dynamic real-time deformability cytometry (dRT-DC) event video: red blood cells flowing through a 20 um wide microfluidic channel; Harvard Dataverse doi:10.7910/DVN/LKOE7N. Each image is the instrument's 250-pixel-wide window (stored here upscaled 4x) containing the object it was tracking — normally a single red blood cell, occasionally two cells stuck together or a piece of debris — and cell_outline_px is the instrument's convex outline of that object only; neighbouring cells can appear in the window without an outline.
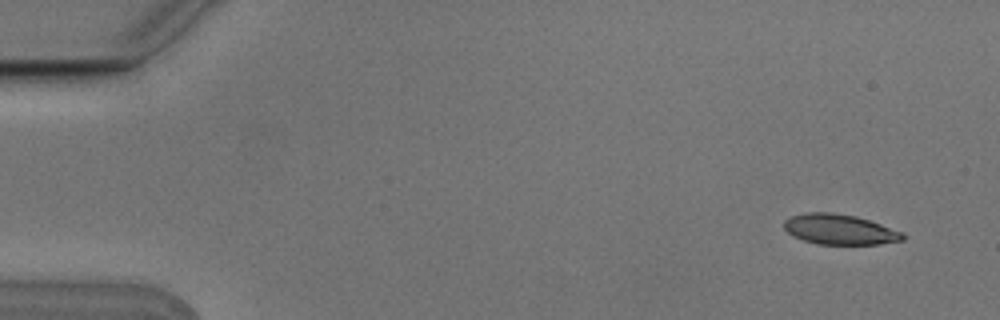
{"species": "Egyptian fruit bat (a non-hibernating species)", "species_latin": "Rousettus aegyptiacus", "temperature_condition": "cold", "stored_images_in_passage": 4, "camera_frame_rate_fps": 3000, "um_per_image_px": 0.085, "animal": {"sex": "male"}, "frame": {"image": 1, "passage_image": 1, "time_ms": 0.0, "image_size_px": [1000, 320], "cell_outline_px": [[908, 236], [904, 240], [880, 244], [816, 244], [792, 236], [784, 228], [784, 220], [792, 216], [808, 212], [832, 212], [856, 216], [904, 232]], "centroid_in_image_um": [71.4, 19.5], "position_along_channel_um": 13.6, "area_um2": 21.04}}